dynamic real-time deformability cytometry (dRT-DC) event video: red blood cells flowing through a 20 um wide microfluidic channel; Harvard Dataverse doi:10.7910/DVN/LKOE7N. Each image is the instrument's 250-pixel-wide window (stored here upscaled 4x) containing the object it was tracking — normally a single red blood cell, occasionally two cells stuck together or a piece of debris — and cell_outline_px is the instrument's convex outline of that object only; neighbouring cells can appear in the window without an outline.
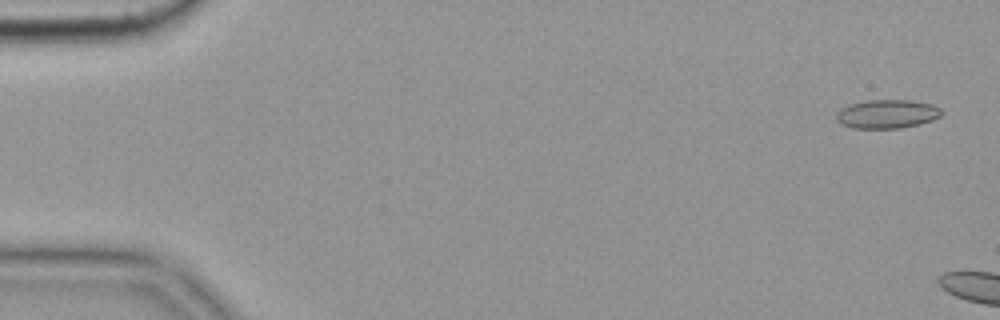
{"species": "common noctule bat (a hibernating species)", "species_latin": "Nyctalus noctula", "temperature_condition": "cold", "stored_images_in_passage": 3, "camera_frame_rate_fps": 3000, "um_per_image_px": 0.085, "animal": {"sex": "female", "body_mass_g": 19.9}, "frame": {"image": 1, "passage_image": 1, "time_ms": 0.0, "image_size_px": [1000, 320], "cell_outline_px": [[944, 112], [940, 116], [932, 120], [920, 124], [900, 128], [852, 128], [840, 124], [836, 120], [836, 112], [840, 108], [848, 104], [864, 100], [908, 100], [932, 104], [940, 108]], "centroid_in_image_um": [75.36, 9.68], "position_along_channel_um": 9.6, "area_um2": 17.86}}